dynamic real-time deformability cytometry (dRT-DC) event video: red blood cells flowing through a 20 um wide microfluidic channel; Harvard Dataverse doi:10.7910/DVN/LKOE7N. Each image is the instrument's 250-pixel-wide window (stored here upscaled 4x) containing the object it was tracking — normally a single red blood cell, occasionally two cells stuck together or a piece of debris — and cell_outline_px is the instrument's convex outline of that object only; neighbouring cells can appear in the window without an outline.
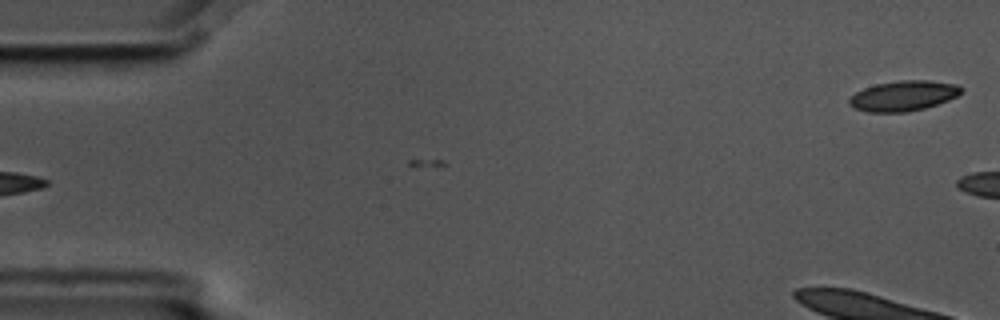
{"species": "common noctule bat (a hibernating species)", "species_latin": "Nyctalus noctula", "temperature_condition": "cold", "stored_images_in_passage": 6, "segment_of_instrument_passage": [2, 2], "camera_frame_rate_fps": 3000, "um_per_image_px": 0.085, "animal": {"sex": "male", "body_mass_g": 17.5, "forearm_length_mm": 52.3}, "frame": {"image": 1, "passage_image": 6, "time_ms": 1.667, "image_size_px": [1000, 320], "cell_outline_px": [[964, 88], [956, 96], [948, 100], [924, 108], [904, 112], [868, 112], [856, 108], [848, 104], [848, 100], [856, 92], [864, 88], [876, 84], [900, 80], [928, 80], [956, 84]], "centroid_in_image_um": [76.78, 8.14], "position_along_channel_um": 8.2, "area_um2": 19.54}}